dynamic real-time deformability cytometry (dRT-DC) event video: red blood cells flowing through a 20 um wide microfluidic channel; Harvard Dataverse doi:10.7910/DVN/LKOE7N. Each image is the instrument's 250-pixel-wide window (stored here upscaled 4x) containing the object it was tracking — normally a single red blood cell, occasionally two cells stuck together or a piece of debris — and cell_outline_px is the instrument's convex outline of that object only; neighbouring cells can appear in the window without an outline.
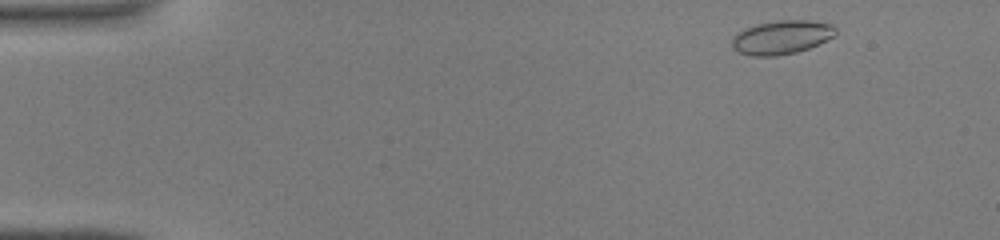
{"species": "common noctule bat (a hibernating species)", "species_latin": "Nyctalus noctula", "temperature_condition": "warm", "stored_images_in_passage": 42, "camera_frame_rate_fps": 3000, "um_per_image_px": 0.085, "animal": {"sex": "male", "body_mass_g": 19.0, "forearm_length_mm": 50.8}, "frame": {"image": 1, "passage_image": 2, "time_ms": 0.333, "image_size_px": [1000, 240], "cell_outline_px": [[836, 36], [808, 48], [796, 52], [776, 56], [752, 56], [740, 52], [732, 48], [732, 36], [744, 28], [756, 24], [780, 20], [808, 20], [832, 24], [836, 28]], "centroid_in_image_um": [66.43, 3.16], "position_along_channel_um": 18.6, "area_um2": 20.46}}
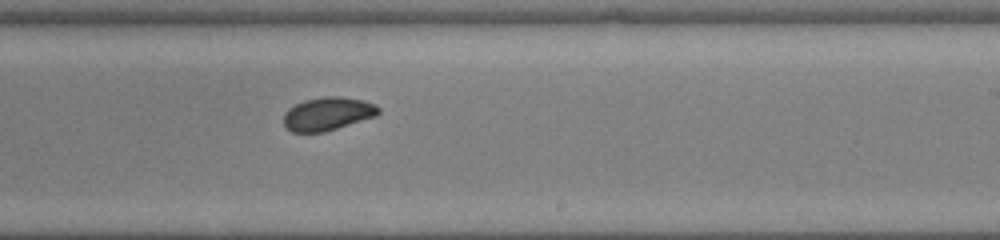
{"frame": {"image": 2, "passage_image": 25, "time_ms": 8.0, "image_size_px": [1000, 240], "cell_outline_px": [[380, 112], [376, 116], [324, 132], [292, 132], [284, 124], [284, 112], [288, 108], [304, 100], [324, 96], [340, 96], [364, 100], [376, 104], [380, 108]], "centroid_in_image_um": [27.87, 9.66], "position_along_channel_um": 261.1, "area_um2": 18.44}}
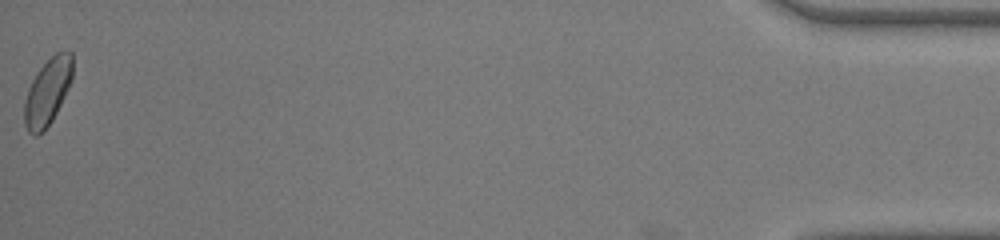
{"frame": {"image": 3, "passage_image": 42, "time_ms": 13.667, "image_size_px": [1000, 240], "cell_outline_px": [[72, 80], [52, 120], [44, 132], [36, 136], [32, 136], [28, 132], [24, 124], [24, 104], [28, 88], [36, 72], [56, 52], [72, 52]], "centroid_in_image_um": [4.02, 7.85], "position_along_channel_um": 431.2, "area_um2": 18.61}}